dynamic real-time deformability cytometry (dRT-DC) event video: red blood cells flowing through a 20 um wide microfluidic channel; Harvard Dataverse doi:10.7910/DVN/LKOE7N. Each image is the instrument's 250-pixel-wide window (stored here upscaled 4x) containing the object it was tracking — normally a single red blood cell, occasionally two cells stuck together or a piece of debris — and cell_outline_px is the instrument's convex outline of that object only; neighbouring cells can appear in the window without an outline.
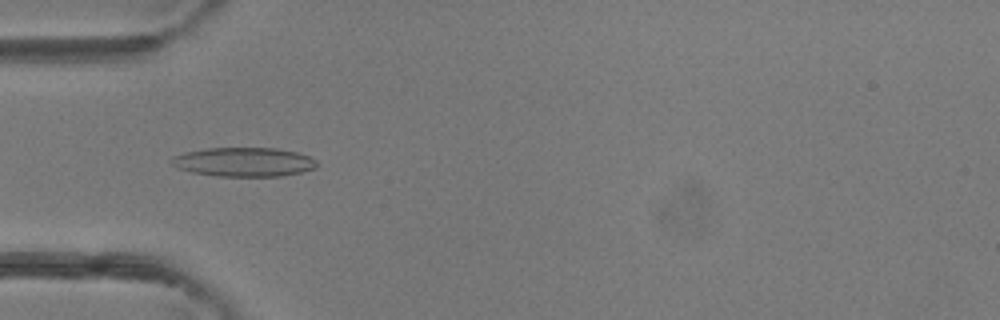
{"species": "common noctule bat (a hibernating species)", "species_latin": "Nyctalus noctula", "temperature_condition": "room temperature", "stored_images_in_passage": 47, "camera_frame_rate_fps": 3000, "um_per_image_px": 0.085, "animal": {"sex": "female"}, "frame": {"image": 1, "passage_image": 15, "time_ms": 4.667, "image_size_px": [1000, 320], "cell_outline_px": [[316, 168], [300, 172], [280, 176], [216, 176], [192, 172], [176, 168], [168, 160], [172, 156], [184, 152], [208, 148], [276, 148], [296, 152], [308, 156], [316, 160]], "centroid_in_image_um": [20.67, 13.77], "position_along_channel_um": 64.3, "area_um2": 24.68}}
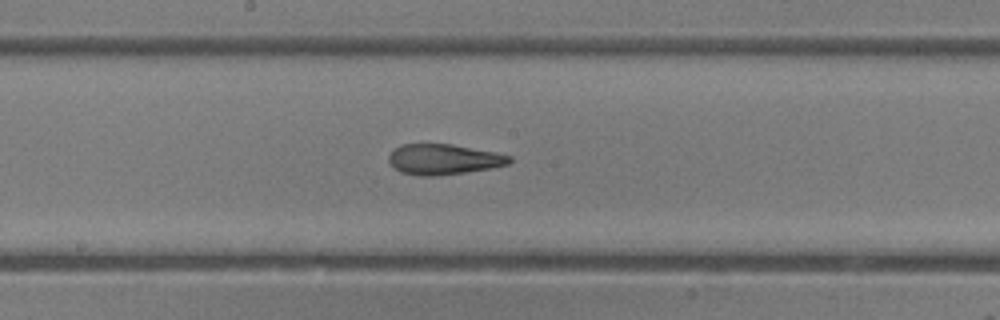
{"frame": {"image": 2, "passage_image": 25, "time_ms": 8.0, "image_size_px": [1000, 320], "cell_outline_px": [[512, 160], [508, 164], [492, 168], [436, 176], [420, 176], [400, 172], [388, 160], [388, 156], [400, 144], [452, 144], [496, 152], [512, 156]], "centroid_in_image_um": [37.73, 13.54], "position_along_channel_um": 210.5, "area_um2": 21.39}}
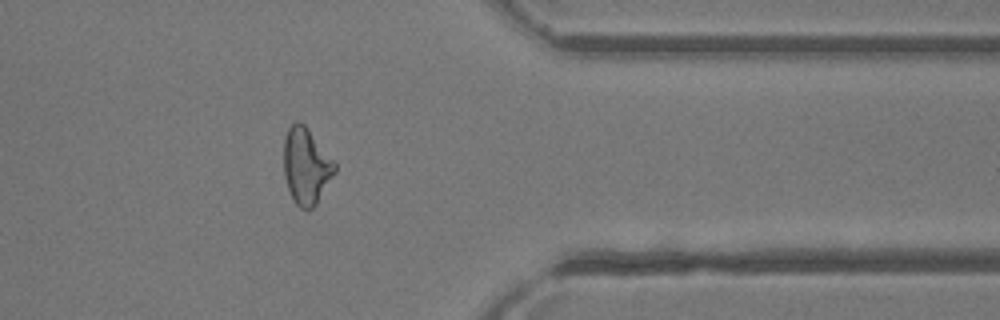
{"frame": {"image": 3, "passage_image": 38, "time_ms": 12.333, "image_size_px": [1000, 320], "cell_outline_px": [[336, 172], [316, 204], [312, 208], [300, 208], [296, 204], [288, 188], [284, 176], [284, 140], [288, 128], [296, 120], [300, 120], [308, 128], [336, 164]], "centroid_in_image_um": [26.02, 14.09], "position_along_channel_um": 385.4, "area_um2": 22.48}, "authors_computed_cell_mechanics": {"area_um2": 22.831, "velocity_mm_per_s": 4.3868, "shape_relaxation_time_tau1_ms": null, "shape_relaxation_time_tau2_ms": 2.0834, "deformation_change_tau1": null, "deformation_change_tau2": 0.1079}}